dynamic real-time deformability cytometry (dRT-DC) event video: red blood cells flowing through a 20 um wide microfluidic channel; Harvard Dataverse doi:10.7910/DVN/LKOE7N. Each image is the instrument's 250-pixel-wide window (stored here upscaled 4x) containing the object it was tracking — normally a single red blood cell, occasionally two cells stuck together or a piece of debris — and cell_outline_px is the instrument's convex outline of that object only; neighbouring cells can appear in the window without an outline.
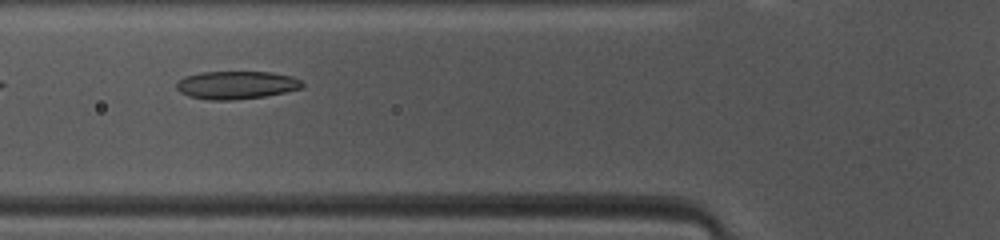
{"species": "common noctule bat (a hibernating species)", "species_latin": "Nyctalus noctula", "temperature_condition": "warm", "stored_images_in_passage": 46, "camera_frame_rate_fps": 3000, "um_per_image_px": 0.085, "animal": {"sex": "female", "body_mass_g": 10.0, "forearm_length_mm": 53.1}, "frame": {"image": 1, "passage_image": 15, "time_ms": 4.667, "image_size_px": [1000, 240], "cell_outline_px": [[304, 84], [300, 88], [284, 92], [264, 96], [232, 100], [212, 100], [188, 96], [180, 92], [176, 88], [176, 84], [184, 76], [204, 72], [272, 72], [292, 76], [300, 80]], "centroid_in_image_um": [20.07, 7.22], "position_along_channel_um": 105.7, "area_um2": 20.35}}
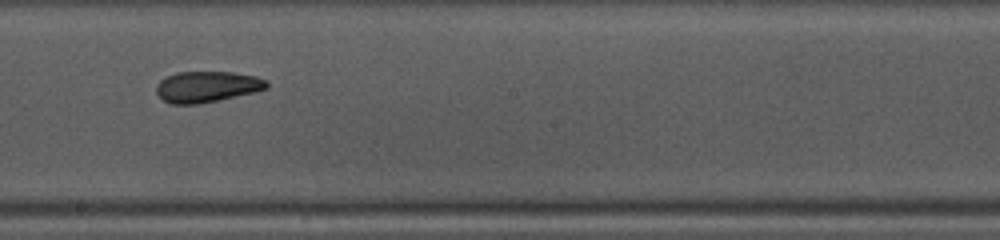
{"frame": {"image": 2, "passage_image": 24, "time_ms": 7.667, "image_size_px": [1000, 240], "cell_outline_px": [[268, 88], [256, 92], [220, 100], [200, 104], [172, 104], [164, 100], [156, 92], [156, 84], [160, 80], [176, 72], [232, 72], [256, 76], [264, 80], [268, 84]], "centroid_in_image_um": [17.6, 7.38], "position_along_channel_um": 230.6, "area_um2": 20.0}}
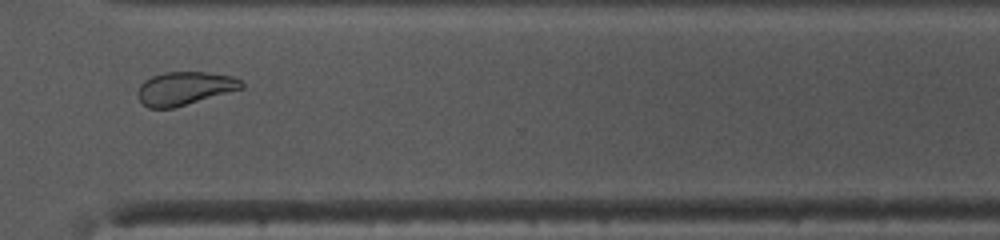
{"frame": {"image": 3, "passage_image": 33, "time_ms": 10.667, "image_size_px": [1000, 240], "cell_outline_px": [[244, 88], [172, 108], [148, 108], [140, 100], [136, 92], [140, 84], [144, 80], [152, 76], [164, 72], [208, 72], [232, 76], [240, 80], [244, 84]], "centroid_in_image_um": [15.68, 7.5], "position_along_channel_um": 354.9, "area_um2": 20.06}, "authors_computed_cell_mechanics": {"area_um2": 21.2415, "velocity_mm_per_s": 4.1521, "shape_relaxation_time_tau1_ms": 5.9606, "shape_relaxation_time_tau2_ms": 2.1023, "deformation_change_tau1": 0.1495, "deformation_change_tau2": 0.0808}}